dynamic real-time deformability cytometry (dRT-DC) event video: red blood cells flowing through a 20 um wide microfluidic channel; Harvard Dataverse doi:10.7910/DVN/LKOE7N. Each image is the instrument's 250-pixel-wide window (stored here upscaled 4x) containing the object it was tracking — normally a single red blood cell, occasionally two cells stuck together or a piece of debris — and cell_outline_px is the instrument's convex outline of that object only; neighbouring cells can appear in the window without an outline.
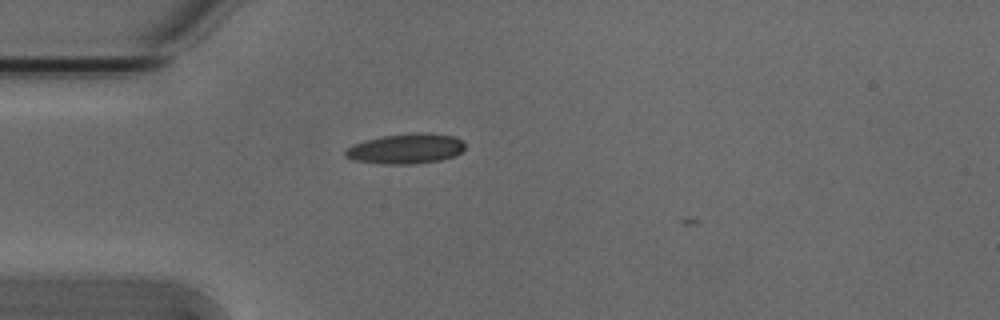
{"species": "Egyptian fruit bat (a non-hibernating species)", "species_latin": "Rousettus aegyptiacus", "temperature_condition": "cold", "stored_images_in_passage": 8, "camera_frame_rate_fps": 3000, "um_per_image_px": 0.085, "animal": {"sex": "male"}, "frame": {"image": 1, "passage_image": 3, "time_ms": 0.667, "image_size_px": [1000, 320], "cell_outline_px": [[464, 148], [456, 156], [440, 160], [416, 164], [384, 164], [352, 160], [344, 156], [344, 152], [352, 144], [364, 140], [384, 136], [416, 132], [428, 132], [452, 136], [460, 140], [464, 144]], "centroid_in_image_um": [34.47, 12.64], "position_along_channel_um": 50.5, "area_um2": 21.1}}